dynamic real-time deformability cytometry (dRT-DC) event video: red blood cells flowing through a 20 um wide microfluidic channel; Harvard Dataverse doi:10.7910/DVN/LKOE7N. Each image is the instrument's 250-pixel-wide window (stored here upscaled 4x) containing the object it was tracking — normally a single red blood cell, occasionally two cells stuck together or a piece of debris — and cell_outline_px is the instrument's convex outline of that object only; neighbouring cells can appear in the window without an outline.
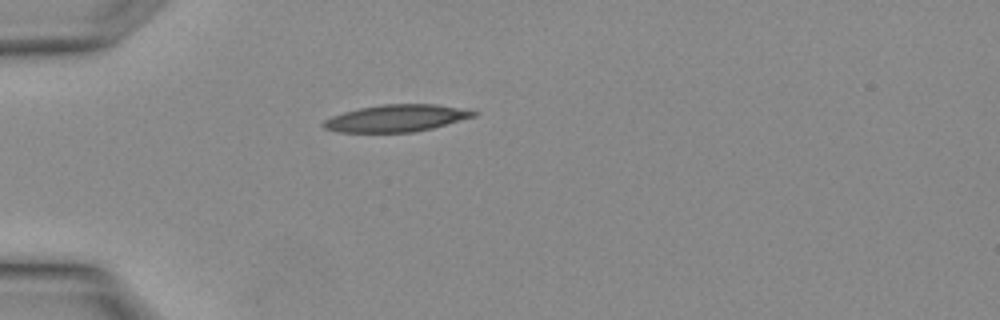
{"species": "Egyptian fruit bat (a non-hibernating species)", "species_latin": "Rousettus aegyptiacus", "temperature_condition": "warm", "stored_images_in_passage": 1, "camera_frame_rate_fps": 3000, "um_per_image_px": 0.085, "animal": {"sex": "female"}, "frame": {"image": 1, "passage_image": 1, "time_ms": 0.0, "image_size_px": [1000, 320], "cell_outline_px": [[480, 112], [476, 116], [432, 128], [412, 132], [340, 132], [324, 128], [320, 124], [324, 120], [332, 116], [344, 112], [360, 108], [384, 104], [436, 104]], "centroid_in_image_um": [33.68, 10.05], "position_along_channel_um": 51.3, "area_um2": 23.47}}